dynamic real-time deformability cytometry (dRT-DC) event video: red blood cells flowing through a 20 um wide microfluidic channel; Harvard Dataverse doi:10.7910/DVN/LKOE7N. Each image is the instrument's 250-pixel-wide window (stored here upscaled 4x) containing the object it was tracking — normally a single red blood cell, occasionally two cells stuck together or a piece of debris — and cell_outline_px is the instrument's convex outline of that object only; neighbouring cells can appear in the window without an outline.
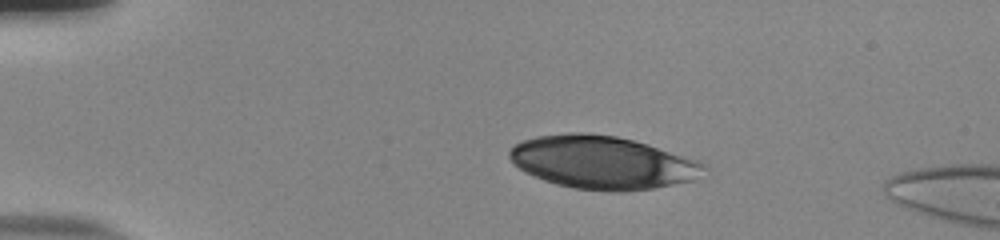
{"species": "human", "species_latin": "Homo sapiens", "temperature_condition": "room temperature", "stored_images_in_passage": 6, "camera_frame_rate_fps": 3000, "um_per_image_px": 0.085, "donor": {"sex": "male"}, "frame": {"image": 1, "passage_image": 1, "time_ms": 0.0, "image_size_px": [1000, 240], "cell_outline_px": [[700, 164], [692, 180], [652, 188], [620, 192], [608, 192], [576, 188], [556, 184], [544, 180], [524, 172], [508, 156], [508, 152], [516, 144], [524, 140], [536, 136], [568, 132], [588, 132], [616, 136], [648, 144], [696, 160]], "centroid_in_image_um": [51.08, 13.79], "position_along_channel_um": 33.9, "area_um2": 59.01}}